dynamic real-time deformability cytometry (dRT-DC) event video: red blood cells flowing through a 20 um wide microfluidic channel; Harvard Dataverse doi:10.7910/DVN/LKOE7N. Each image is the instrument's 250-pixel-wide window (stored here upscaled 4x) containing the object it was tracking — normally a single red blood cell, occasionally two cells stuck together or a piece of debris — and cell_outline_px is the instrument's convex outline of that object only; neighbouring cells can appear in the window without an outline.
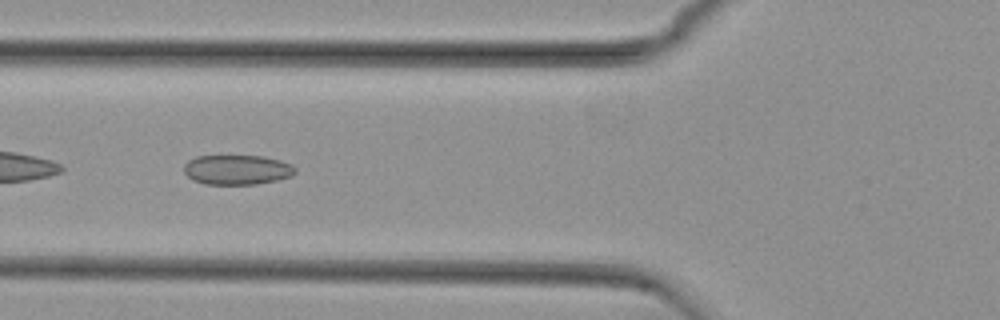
{"species": "common noctule bat (a hibernating species)", "species_latin": "Nyctalus noctula", "temperature_condition": "cold", "stored_images_in_passage": 8, "camera_frame_rate_fps": 3000, "um_per_image_px": 0.085, "animal": {"sex": "female", "body_mass_g": 29.2, "forearm_length_mm": 56.3}, "frame": {"image": 1, "passage_image": 6, "time_ms": 1.667, "image_size_px": [1000, 320], "cell_outline_px": [[296, 172], [292, 176], [276, 180], [256, 184], [204, 184], [192, 180], [184, 172], [184, 164], [188, 160], [196, 156], [264, 156], [280, 160], [292, 164], [296, 168]], "centroid_in_image_um": [20.15, 14.42], "position_along_channel_um": 105.6, "area_um2": 19.42}}